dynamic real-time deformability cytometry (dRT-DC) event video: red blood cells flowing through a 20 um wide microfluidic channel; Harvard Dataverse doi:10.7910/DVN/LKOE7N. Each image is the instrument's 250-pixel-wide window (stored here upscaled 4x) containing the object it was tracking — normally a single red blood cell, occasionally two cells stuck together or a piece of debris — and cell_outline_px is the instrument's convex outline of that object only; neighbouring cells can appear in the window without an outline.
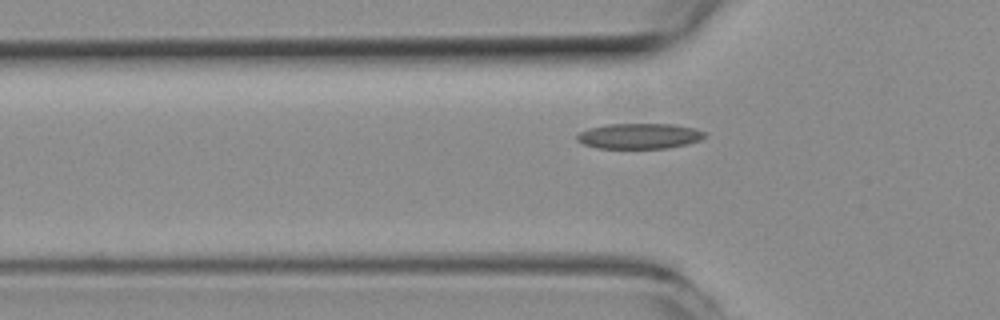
{"species": "common noctule bat (a hibernating species)", "species_latin": "Nyctalus noctula", "temperature_condition": "room temperature", "stored_images_in_passage": 20, "camera_frame_rate_fps": 3000, "um_per_image_px": 0.085, "animal": {"sex": "female", "body_mass_g": 19.3, "forearm_length_mm": 54.1}, "frame": {"image": 1, "passage_image": 10, "time_ms": 3.0, "image_size_px": [1000, 320], "cell_outline_px": [[704, 136], [700, 140], [688, 144], [668, 148], [600, 148], [584, 144], [576, 140], [576, 136], [580, 132], [592, 128], [608, 124], [672, 124], [696, 128], [704, 132]], "centroid_in_image_um": [54.37, 11.56], "position_along_channel_um": 71.4, "area_um2": 18.79}}
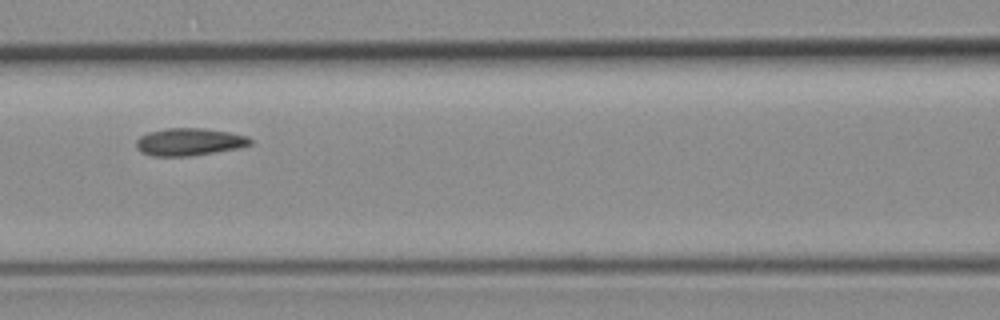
{"frame": {"image": 2, "passage_image": 16, "time_ms": 5.0, "image_size_px": [1000, 320], "cell_outline_px": [[252, 144], [236, 148], [192, 156], [152, 156], [140, 152], [136, 148], [136, 140], [140, 136], [148, 132], [168, 128], [204, 128], [228, 132], [248, 136], [252, 140]], "centroid_in_image_um": [16.05, 12.06], "position_along_channel_um": 150.5, "area_um2": 18.26}}
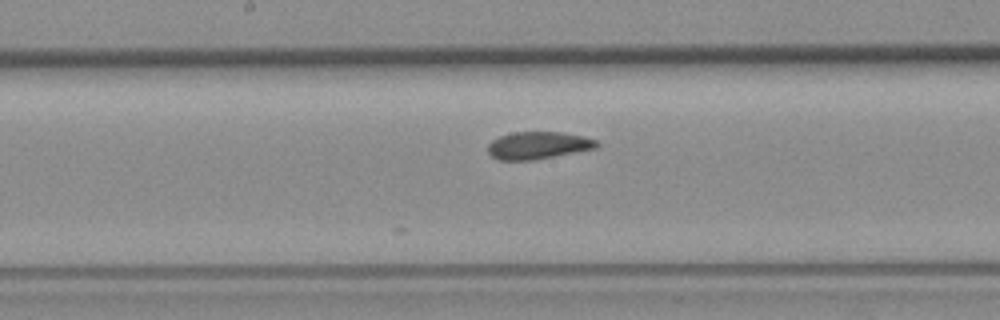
{"frame": {"image": 3, "passage_image": 20, "time_ms": 6.333, "image_size_px": [1000, 320], "cell_outline_px": [[600, 144], [596, 148], [532, 160], [500, 160], [492, 156], [488, 152], [488, 144], [492, 140], [500, 136], [512, 132], [560, 132], [584, 136], [596, 140]], "centroid_in_image_um": [45.73, 12.35], "position_along_channel_um": 202.5, "area_um2": 17.22}}